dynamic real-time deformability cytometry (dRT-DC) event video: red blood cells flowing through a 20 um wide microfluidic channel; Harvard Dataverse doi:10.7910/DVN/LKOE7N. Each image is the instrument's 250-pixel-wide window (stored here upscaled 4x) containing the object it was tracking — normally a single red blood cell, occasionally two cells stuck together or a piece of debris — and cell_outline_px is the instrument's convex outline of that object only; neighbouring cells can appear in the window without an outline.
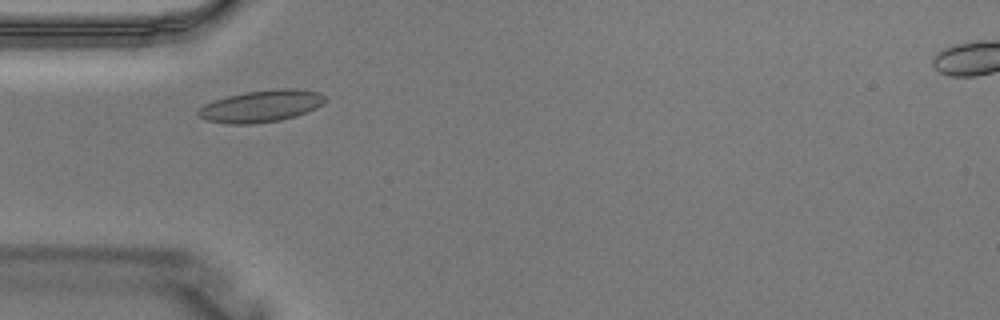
{"species": "Egyptian fruit bat (a non-hibernating species)", "species_latin": "Rousettus aegyptiacus", "temperature_condition": "warm", "stored_images_in_passage": 1, "camera_frame_rate_fps": 3000, "um_per_image_px": 0.085, "animal": {"sex": "male"}, "frame": {"image": 1, "passage_image": 1, "time_ms": 0.0, "image_size_px": [1000, 320], "cell_outline_px": [[328, 100], [324, 104], [308, 112], [296, 116], [280, 120], [252, 124], [228, 124], [204, 120], [196, 112], [204, 104], [228, 96], [244, 92], [276, 88], [296, 88], [320, 92], [328, 96]], "centroid_in_image_um": [22.27, 9.01], "position_along_channel_um": 62.7, "area_um2": 23.99}}